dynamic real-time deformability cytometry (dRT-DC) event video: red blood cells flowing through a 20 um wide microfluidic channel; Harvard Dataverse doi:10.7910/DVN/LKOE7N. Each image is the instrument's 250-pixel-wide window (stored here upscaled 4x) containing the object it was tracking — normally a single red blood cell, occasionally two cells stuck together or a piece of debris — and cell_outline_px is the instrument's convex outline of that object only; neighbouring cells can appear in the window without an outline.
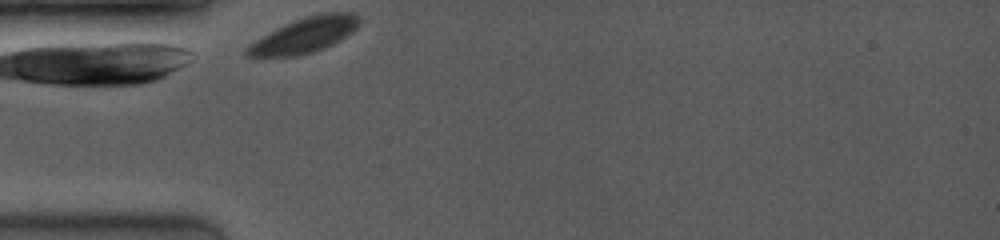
{"species": "common noctule bat (a hibernating species)", "species_latin": "Nyctalus noctula", "temperature_condition": "room temperature", "stored_images_in_passage": 27, "camera_frame_rate_fps": 4000, "um_per_image_px": 0.085, "animal": {"sex": "female", "body_mass_g": 19.0, "forearm_length_mm": 53.3}, "frame": {"image": 1, "passage_image": 1, "time_ms": 0.0, "image_size_px": [1000, 240], "cell_outline_px": [[360, 20], [356, 28], [332, 44], [312, 52], [292, 56], [248, 56], [244, 52], [244, 48], [248, 44], [276, 28], [284, 24], [304, 16], [320, 12], [352, 12]], "centroid_in_image_um": [25.84, 2.97], "position_along_channel_um": 59.2, "area_um2": 22.72}}